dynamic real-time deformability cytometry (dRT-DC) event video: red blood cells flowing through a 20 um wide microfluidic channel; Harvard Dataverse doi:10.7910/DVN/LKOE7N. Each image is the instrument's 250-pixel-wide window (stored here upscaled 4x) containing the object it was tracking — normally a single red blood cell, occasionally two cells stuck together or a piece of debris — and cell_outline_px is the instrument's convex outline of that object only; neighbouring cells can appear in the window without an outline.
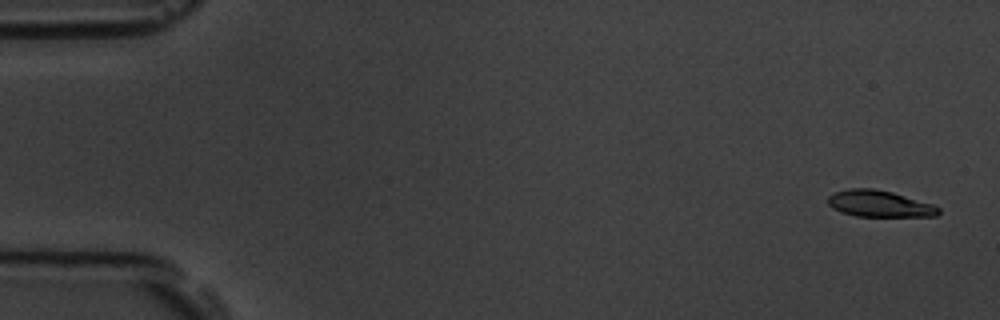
{"species": "common noctule bat (a hibernating species)", "species_latin": "Nyctalus noctula", "temperature_condition": "room temperature", "stored_images_in_passage": 4, "camera_frame_rate_fps": 3000, "um_per_image_px": 0.085, "animal": {"sex": "male", "body_mass_g": 19.5, "forearm_length_mm": 54.6}, "frame": {"image": 1, "passage_image": 1, "time_ms": 0.0, "image_size_px": [1000, 320], "cell_outline_px": [[940, 212], [936, 216], [856, 216], [840, 212], [832, 208], [828, 204], [828, 196], [832, 192], [848, 188], [872, 188], [892, 192], [932, 204], [940, 208]], "centroid_in_image_um": [74.7, 17.31], "position_along_channel_um": 10.3, "area_um2": 17.11}}
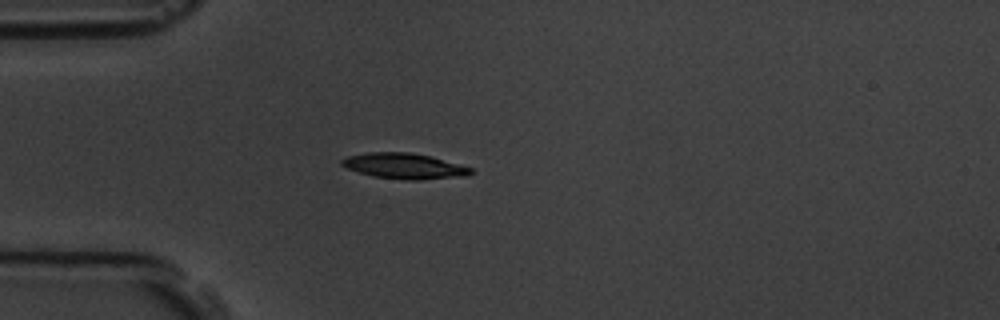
{"frame": {"image": 2, "passage_image": 4, "time_ms": 4.333, "image_size_px": [1000, 320], "cell_outline_px": [[472, 172], [468, 176], [420, 180], [404, 180], [372, 176], [348, 168], [340, 164], [340, 160], [348, 156], [368, 152], [408, 152], [432, 156], [472, 168]], "centroid_in_image_um": [34.38, 14.11], "position_along_channel_um": 50.6, "area_um2": 19.31}}